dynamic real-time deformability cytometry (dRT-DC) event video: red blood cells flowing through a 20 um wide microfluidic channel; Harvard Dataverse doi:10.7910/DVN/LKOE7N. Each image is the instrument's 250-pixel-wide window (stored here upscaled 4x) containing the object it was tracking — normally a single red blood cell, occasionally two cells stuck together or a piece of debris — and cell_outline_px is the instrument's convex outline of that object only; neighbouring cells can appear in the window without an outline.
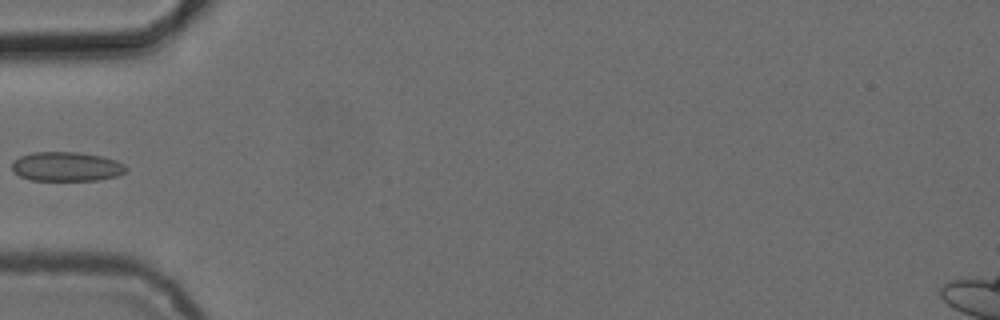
{"species": "common noctule bat (a hibernating species)", "species_latin": "Nyctalus noctula", "temperature_condition": "cold", "stored_images_in_passage": 3, "camera_frame_rate_fps": 3000, "um_per_image_px": 0.085, "animal": {"sex": "female", "body_mass_g": 24.6, "forearm_length_mm": 56.2}, "frame": {"image": 1, "passage_image": 3, "time_ms": 3.333, "image_size_px": [1000, 320], "cell_outline_px": [[128, 168], [124, 172], [116, 176], [96, 180], [28, 180], [12, 172], [12, 160], [20, 156], [32, 152], [80, 152], [104, 156], [116, 160], [124, 164]], "centroid_in_image_um": [5.62, 14.15], "position_along_channel_um": 79.4, "area_um2": 19.71}}